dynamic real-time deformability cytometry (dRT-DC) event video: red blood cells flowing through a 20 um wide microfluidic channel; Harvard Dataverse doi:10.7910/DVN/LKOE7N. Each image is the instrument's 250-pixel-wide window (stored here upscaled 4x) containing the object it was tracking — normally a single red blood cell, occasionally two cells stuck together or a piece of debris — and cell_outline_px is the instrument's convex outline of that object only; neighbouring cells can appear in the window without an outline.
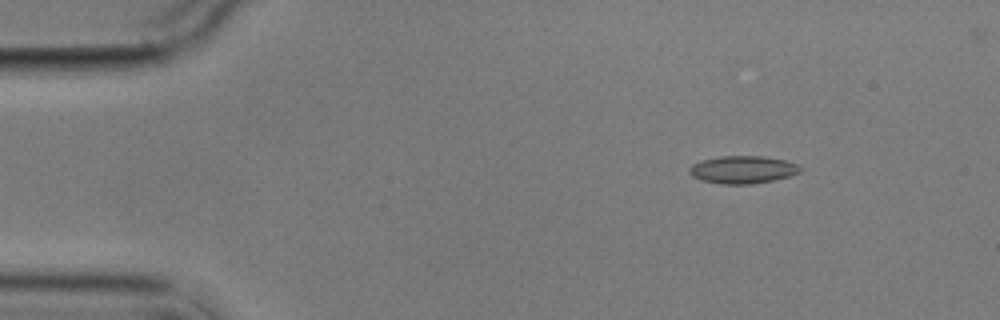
{"species": "common noctule bat (a hibernating species)", "species_latin": "Nyctalus noctula", "temperature_condition": "cold", "stored_images_in_passage": 6, "camera_frame_rate_fps": 3000, "um_per_image_px": 0.085, "animal": {"sex": "male", "body_mass_g": 17.9}, "frame": {"image": 1, "passage_image": 3, "time_ms": 2.333, "image_size_px": [1000, 320], "cell_outline_px": [[804, 168], [800, 172], [788, 176], [772, 180], [752, 184], [720, 184], [704, 180], [692, 176], [688, 172], [688, 168], [692, 164], [700, 160], [720, 156], [760, 156], [784, 160], [796, 164]], "centroid_in_image_um": [63.1, 14.41], "position_along_channel_um": 21.9, "area_um2": 17.8}}
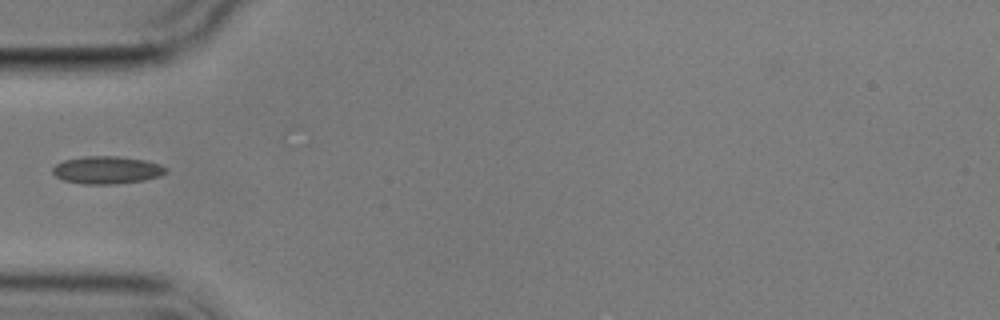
{"frame": {"image": 2, "passage_image": 6, "time_ms": 6.0, "image_size_px": [1000, 320], "cell_outline_px": [[168, 172], [160, 176], [144, 180], [116, 184], [84, 184], [64, 180], [56, 176], [52, 172], [52, 168], [56, 164], [64, 160], [84, 156], [116, 156], [144, 160], [160, 164], [168, 168]], "centroid_in_image_um": [9.11, 14.45], "position_along_channel_um": 75.9, "area_um2": 18.26}}